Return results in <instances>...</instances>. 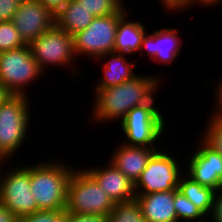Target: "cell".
I'll list each match as a JSON object with an SVG mask.
<instances>
[{
	"label": "cell",
	"instance_id": "1",
	"mask_svg": "<svg viewBox=\"0 0 222 222\" xmlns=\"http://www.w3.org/2000/svg\"><path fill=\"white\" fill-rule=\"evenodd\" d=\"M156 76V77H155ZM138 74L130 81L108 87L94 89V107L91 112L93 122L99 125L122 120L134 107L148 103L161 88L157 75ZM157 91V92H156ZM103 122V123H101Z\"/></svg>",
	"mask_w": 222,
	"mask_h": 222
},
{
	"label": "cell",
	"instance_id": "2",
	"mask_svg": "<svg viewBox=\"0 0 222 222\" xmlns=\"http://www.w3.org/2000/svg\"><path fill=\"white\" fill-rule=\"evenodd\" d=\"M74 170L59 158L32 164L30 188L39 210H66L68 183Z\"/></svg>",
	"mask_w": 222,
	"mask_h": 222
},
{
	"label": "cell",
	"instance_id": "3",
	"mask_svg": "<svg viewBox=\"0 0 222 222\" xmlns=\"http://www.w3.org/2000/svg\"><path fill=\"white\" fill-rule=\"evenodd\" d=\"M155 96L144 105L134 107L120 121L125 137L122 143L129 146L160 147L157 142L167 132L164 112L155 107ZM159 140V141H158ZM156 143V144H155Z\"/></svg>",
	"mask_w": 222,
	"mask_h": 222
},
{
	"label": "cell",
	"instance_id": "4",
	"mask_svg": "<svg viewBox=\"0 0 222 222\" xmlns=\"http://www.w3.org/2000/svg\"><path fill=\"white\" fill-rule=\"evenodd\" d=\"M29 102V96L13 95L0 105V154L9 162L29 138L32 119Z\"/></svg>",
	"mask_w": 222,
	"mask_h": 222
},
{
	"label": "cell",
	"instance_id": "5",
	"mask_svg": "<svg viewBox=\"0 0 222 222\" xmlns=\"http://www.w3.org/2000/svg\"><path fill=\"white\" fill-rule=\"evenodd\" d=\"M114 203L84 169L74 170L68 183L67 213L108 216Z\"/></svg>",
	"mask_w": 222,
	"mask_h": 222
},
{
	"label": "cell",
	"instance_id": "6",
	"mask_svg": "<svg viewBox=\"0 0 222 222\" xmlns=\"http://www.w3.org/2000/svg\"><path fill=\"white\" fill-rule=\"evenodd\" d=\"M44 74L47 75L37 64L29 45L0 52V82L13 95L28 96L29 86Z\"/></svg>",
	"mask_w": 222,
	"mask_h": 222
},
{
	"label": "cell",
	"instance_id": "7",
	"mask_svg": "<svg viewBox=\"0 0 222 222\" xmlns=\"http://www.w3.org/2000/svg\"><path fill=\"white\" fill-rule=\"evenodd\" d=\"M164 150V147L156 150L148 160L146 168L134 184L136 194H151L178 188L185 168L181 167L183 164L178 157H174V154L167 150L165 153Z\"/></svg>",
	"mask_w": 222,
	"mask_h": 222
},
{
	"label": "cell",
	"instance_id": "8",
	"mask_svg": "<svg viewBox=\"0 0 222 222\" xmlns=\"http://www.w3.org/2000/svg\"><path fill=\"white\" fill-rule=\"evenodd\" d=\"M126 14L115 13L95 17L86 29L74 34L73 43L76 58L87 56V58H94L97 62L101 55L113 52L117 25Z\"/></svg>",
	"mask_w": 222,
	"mask_h": 222
},
{
	"label": "cell",
	"instance_id": "9",
	"mask_svg": "<svg viewBox=\"0 0 222 222\" xmlns=\"http://www.w3.org/2000/svg\"><path fill=\"white\" fill-rule=\"evenodd\" d=\"M5 171V172H4ZM31 164L3 169L0 181V202L18 218L37 212L38 205L31 194Z\"/></svg>",
	"mask_w": 222,
	"mask_h": 222
},
{
	"label": "cell",
	"instance_id": "10",
	"mask_svg": "<svg viewBox=\"0 0 222 222\" xmlns=\"http://www.w3.org/2000/svg\"><path fill=\"white\" fill-rule=\"evenodd\" d=\"M29 47L34 59L44 73L51 66L66 69V67H73L72 64L77 62L73 36L56 25L32 41Z\"/></svg>",
	"mask_w": 222,
	"mask_h": 222
},
{
	"label": "cell",
	"instance_id": "11",
	"mask_svg": "<svg viewBox=\"0 0 222 222\" xmlns=\"http://www.w3.org/2000/svg\"><path fill=\"white\" fill-rule=\"evenodd\" d=\"M27 45L56 25L55 13L38 0H22L11 19Z\"/></svg>",
	"mask_w": 222,
	"mask_h": 222
},
{
	"label": "cell",
	"instance_id": "12",
	"mask_svg": "<svg viewBox=\"0 0 222 222\" xmlns=\"http://www.w3.org/2000/svg\"><path fill=\"white\" fill-rule=\"evenodd\" d=\"M198 140L197 148L187 159L185 173L200 185L217 191L222 187V155L200 137Z\"/></svg>",
	"mask_w": 222,
	"mask_h": 222
},
{
	"label": "cell",
	"instance_id": "13",
	"mask_svg": "<svg viewBox=\"0 0 222 222\" xmlns=\"http://www.w3.org/2000/svg\"><path fill=\"white\" fill-rule=\"evenodd\" d=\"M147 33L143 37L139 53L146 52L150 60L164 65L172 63L180 56L184 39L177 28L164 27Z\"/></svg>",
	"mask_w": 222,
	"mask_h": 222
},
{
	"label": "cell",
	"instance_id": "14",
	"mask_svg": "<svg viewBox=\"0 0 222 222\" xmlns=\"http://www.w3.org/2000/svg\"><path fill=\"white\" fill-rule=\"evenodd\" d=\"M105 166V167H104ZM85 170L96 180L114 204L136 199L134 183L118 170L110 161L102 167H90Z\"/></svg>",
	"mask_w": 222,
	"mask_h": 222
},
{
	"label": "cell",
	"instance_id": "15",
	"mask_svg": "<svg viewBox=\"0 0 222 222\" xmlns=\"http://www.w3.org/2000/svg\"><path fill=\"white\" fill-rule=\"evenodd\" d=\"M114 149L109 161L135 184L150 157L161 148L129 146L121 142Z\"/></svg>",
	"mask_w": 222,
	"mask_h": 222
},
{
	"label": "cell",
	"instance_id": "16",
	"mask_svg": "<svg viewBox=\"0 0 222 222\" xmlns=\"http://www.w3.org/2000/svg\"><path fill=\"white\" fill-rule=\"evenodd\" d=\"M146 222H178L174 208L175 190L136 194Z\"/></svg>",
	"mask_w": 222,
	"mask_h": 222
},
{
	"label": "cell",
	"instance_id": "17",
	"mask_svg": "<svg viewBox=\"0 0 222 222\" xmlns=\"http://www.w3.org/2000/svg\"><path fill=\"white\" fill-rule=\"evenodd\" d=\"M126 57V54L114 51L101 55L98 60L103 61L102 72L104 75L96 82L97 84H95L94 89H105L116 86L125 81H130L137 76L138 74L134 72L136 65ZM105 59L108 60L106 61Z\"/></svg>",
	"mask_w": 222,
	"mask_h": 222
},
{
	"label": "cell",
	"instance_id": "18",
	"mask_svg": "<svg viewBox=\"0 0 222 222\" xmlns=\"http://www.w3.org/2000/svg\"><path fill=\"white\" fill-rule=\"evenodd\" d=\"M129 12L119 21L117 25L114 52L136 54L140 50V46L145 36L146 26L139 20H131L128 18ZM128 18V19H127Z\"/></svg>",
	"mask_w": 222,
	"mask_h": 222
},
{
	"label": "cell",
	"instance_id": "19",
	"mask_svg": "<svg viewBox=\"0 0 222 222\" xmlns=\"http://www.w3.org/2000/svg\"><path fill=\"white\" fill-rule=\"evenodd\" d=\"M55 18L56 26L73 36L86 29L95 16L79 2L71 0L55 14Z\"/></svg>",
	"mask_w": 222,
	"mask_h": 222
},
{
	"label": "cell",
	"instance_id": "20",
	"mask_svg": "<svg viewBox=\"0 0 222 222\" xmlns=\"http://www.w3.org/2000/svg\"><path fill=\"white\" fill-rule=\"evenodd\" d=\"M178 190L208 218L213 208L215 190L197 183L187 174L182 175Z\"/></svg>",
	"mask_w": 222,
	"mask_h": 222
},
{
	"label": "cell",
	"instance_id": "21",
	"mask_svg": "<svg viewBox=\"0 0 222 222\" xmlns=\"http://www.w3.org/2000/svg\"><path fill=\"white\" fill-rule=\"evenodd\" d=\"M108 222H146L137 200L116 203L108 215Z\"/></svg>",
	"mask_w": 222,
	"mask_h": 222
},
{
	"label": "cell",
	"instance_id": "22",
	"mask_svg": "<svg viewBox=\"0 0 222 222\" xmlns=\"http://www.w3.org/2000/svg\"><path fill=\"white\" fill-rule=\"evenodd\" d=\"M93 16H107L115 13H127L128 9L124 0H76Z\"/></svg>",
	"mask_w": 222,
	"mask_h": 222
},
{
	"label": "cell",
	"instance_id": "23",
	"mask_svg": "<svg viewBox=\"0 0 222 222\" xmlns=\"http://www.w3.org/2000/svg\"><path fill=\"white\" fill-rule=\"evenodd\" d=\"M174 208L178 222H200L206 218L195 204L187 199L178 188L175 189Z\"/></svg>",
	"mask_w": 222,
	"mask_h": 222
},
{
	"label": "cell",
	"instance_id": "24",
	"mask_svg": "<svg viewBox=\"0 0 222 222\" xmlns=\"http://www.w3.org/2000/svg\"><path fill=\"white\" fill-rule=\"evenodd\" d=\"M206 129L199 133L200 138L213 150L222 155V119L215 116H208Z\"/></svg>",
	"mask_w": 222,
	"mask_h": 222
},
{
	"label": "cell",
	"instance_id": "25",
	"mask_svg": "<svg viewBox=\"0 0 222 222\" xmlns=\"http://www.w3.org/2000/svg\"><path fill=\"white\" fill-rule=\"evenodd\" d=\"M26 45L11 21L0 22V52L9 51Z\"/></svg>",
	"mask_w": 222,
	"mask_h": 222
},
{
	"label": "cell",
	"instance_id": "26",
	"mask_svg": "<svg viewBox=\"0 0 222 222\" xmlns=\"http://www.w3.org/2000/svg\"><path fill=\"white\" fill-rule=\"evenodd\" d=\"M18 222H66V210H38L19 218Z\"/></svg>",
	"mask_w": 222,
	"mask_h": 222
},
{
	"label": "cell",
	"instance_id": "27",
	"mask_svg": "<svg viewBox=\"0 0 222 222\" xmlns=\"http://www.w3.org/2000/svg\"><path fill=\"white\" fill-rule=\"evenodd\" d=\"M22 0H0V22L11 21Z\"/></svg>",
	"mask_w": 222,
	"mask_h": 222
},
{
	"label": "cell",
	"instance_id": "28",
	"mask_svg": "<svg viewBox=\"0 0 222 222\" xmlns=\"http://www.w3.org/2000/svg\"><path fill=\"white\" fill-rule=\"evenodd\" d=\"M161 4L164 6L163 8L167 10V12H178L184 11L192 8L194 5V0H160Z\"/></svg>",
	"mask_w": 222,
	"mask_h": 222
},
{
	"label": "cell",
	"instance_id": "29",
	"mask_svg": "<svg viewBox=\"0 0 222 222\" xmlns=\"http://www.w3.org/2000/svg\"><path fill=\"white\" fill-rule=\"evenodd\" d=\"M66 222H108V216L66 212Z\"/></svg>",
	"mask_w": 222,
	"mask_h": 222
},
{
	"label": "cell",
	"instance_id": "30",
	"mask_svg": "<svg viewBox=\"0 0 222 222\" xmlns=\"http://www.w3.org/2000/svg\"><path fill=\"white\" fill-rule=\"evenodd\" d=\"M208 217L213 222H222V187L215 191L213 208Z\"/></svg>",
	"mask_w": 222,
	"mask_h": 222
},
{
	"label": "cell",
	"instance_id": "31",
	"mask_svg": "<svg viewBox=\"0 0 222 222\" xmlns=\"http://www.w3.org/2000/svg\"><path fill=\"white\" fill-rule=\"evenodd\" d=\"M216 82L217 83L215 84L214 89H213V91L216 90V93H215L216 97L214 99L216 107L213 106L214 110L213 112H210V115L215 116L217 118H222V77L220 78V81H216Z\"/></svg>",
	"mask_w": 222,
	"mask_h": 222
},
{
	"label": "cell",
	"instance_id": "32",
	"mask_svg": "<svg viewBox=\"0 0 222 222\" xmlns=\"http://www.w3.org/2000/svg\"><path fill=\"white\" fill-rule=\"evenodd\" d=\"M55 14L71 0H38Z\"/></svg>",
	"mask_w": 222,
	"mask_h": 222
},
{
	"label": "cell",
	"instance_id": "33",
	"mask_svg": "<svg viewBox=\"0 0 222 222\" xmlns=\"http://www.w3.org/2000/svg\"><path fill=\"white\" fill-rule=\"evenodd\" d=\"M19 218L0 202V222H18Z\"/></svg>",
	"mask_w": 222,
	"mask_h": 222
},
{
	"label": "cell",
	"instance_id": "34",
	"mask_svg": "<svg viewBox=\"0 0 222 222\" xmlns=\"http://www.w3.org/2000/svg\"><path fill=\"white\" fill-rule=\"evenodd\" d=\"M12 96L13 94L0 82V105Z\"/></svg>",
	"mask_w": 222,
	"mask_h": 222
},
{
	"label": "cell",
	"instance_id": "35",
	"mask_svg": "<svg viewBox=\"0 0 222 222\" xmlns=\"http://www.w3.org/2000/svg\"><path fill=\"white\" fill-rule=\"evenodd\" d=\"M222 2V0H194V5H200L201 7L206 6L207 7H215V5L217 6L218 4H220ZM213 6V7H212Z\"/></svg>",
	"mask_w": 222,
	"mask_h": 222
},
{
	"label": "cell",
	"instance_id": "36",
	"mask_svg": "<svg viewBox=\"0 0 222 222\" xmlns=\"http://www.w3.org/2000/svg\"><path fill=\"white\" fill-rule=\"evenodd\" d=\"M6 162H8V159L4 155L0 154V181H1L2 171H3L2 167L3 166L5 167Z\"/></svg>",
	"mask_w": 222,
	"mask_h": 222
},
{
	"label": "cell",
	"instance_id": "37",
	"mask_svg": "<svg viewBox=\"0 0 222 222\" xmlns=\"http://www.w3.org/2000/svg\"><path fill=\"white\" fill-rule=\"evenodd\" d=\"M200 222H209V219H207V217H206L203 221H200ZM210 222H213V221L210 220Z\"/></svg>",
	"mask_w": 222,
	"mask_h": 222
}]
</instances>
